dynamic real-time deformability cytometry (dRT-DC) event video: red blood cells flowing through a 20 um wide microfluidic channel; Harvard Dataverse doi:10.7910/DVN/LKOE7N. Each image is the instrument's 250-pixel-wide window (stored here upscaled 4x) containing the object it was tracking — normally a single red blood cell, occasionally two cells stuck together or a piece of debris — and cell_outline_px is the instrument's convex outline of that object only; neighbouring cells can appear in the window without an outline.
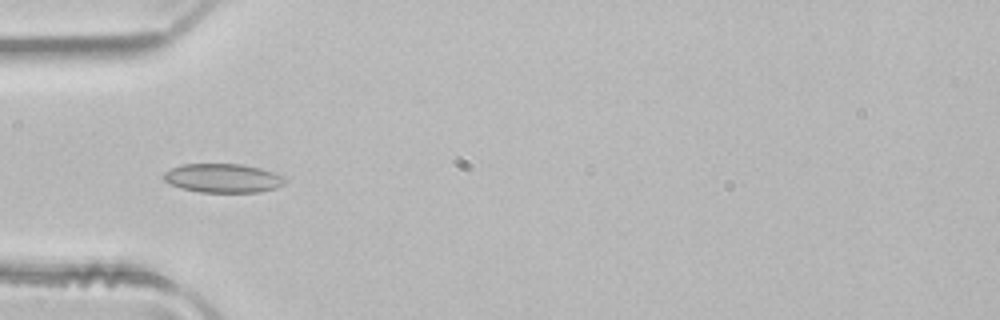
{"species": "common noctule bat (a hibernating species)", "species_latin": "Nyctalus noctula", "temperature_condition": "room temperature", "stored_images_in_passage": 3, "camera_frame_rate_fps": 3000, "um_per_image_px": 0.085, "animal": {"sex": "male", "body_mass_g": 21.5, "forearm_length_mm": 52.0}, "frame": {"image": 1, "passage_image": 3, "time_ms": 0.667, "image_size_px": [1000, 320], "cell_outline_px": [[284, 184], [276, 188], [260, 192], [200, 192], [180, 188], [168, 184], [164, 180], [164, 172], [180, 164], [240, 164], [260, 168], [272, 172], [280, 176], [284, 180]], "centroid_in_image_um": [18.89, 15.15], "position_along_channel_um": 66.1, "area_um2": 20.35}}